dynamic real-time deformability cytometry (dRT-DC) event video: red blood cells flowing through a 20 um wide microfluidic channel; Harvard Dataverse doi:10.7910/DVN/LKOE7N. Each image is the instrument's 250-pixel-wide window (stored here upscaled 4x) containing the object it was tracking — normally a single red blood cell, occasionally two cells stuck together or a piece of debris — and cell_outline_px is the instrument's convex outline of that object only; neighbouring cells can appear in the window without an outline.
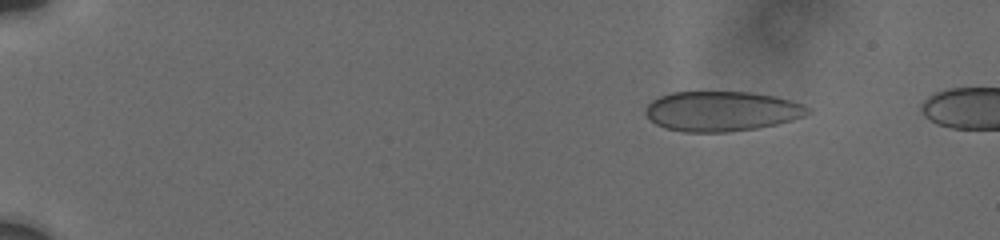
{"species": "human", "species_latin": "Homo sapiens", "temperature_condition": "cold", "stored_images_in_passage": 20, "camera_frame_rate_fps": 3000, "um_per_image_px": 0.085, "donor": {"sex": "male"}, "frame": {"image": 1, "passage_image": 2, "time_ms": 1.333, "image_size_px": [1000, 240], "cell_outline_px": [[812, 112], [804, 116], [792, 120], [776, 124], [756, 128], [728, 132], [684, 132], [664, 128], [656, 124], [644, 112], [648, 104], [652, 100], [660, 96], [672, 92], [748, 92], [776, 96], [804, 104], [812, 108]], "centroid_in_image_um": [61.37, 9.45], "position_along_channel_um": 23.6, "area_um2": 37.92}}
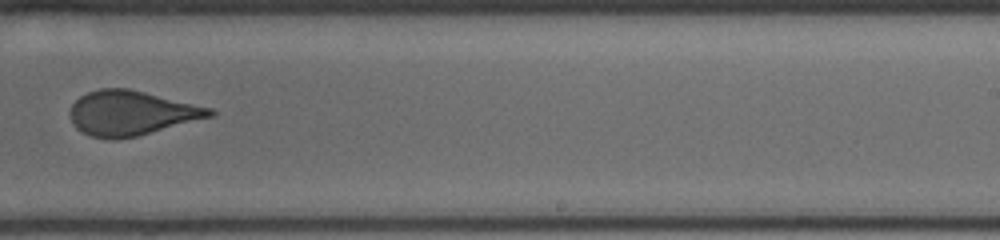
{"frame": {"image": 2, "passage_image": 11, "time_ms": 11.333, "image_size_px": [1000, 240], "cell_outline_px": [[216, 112], [212, 116], [136, 136], [116, 140], [108, 140], [88, 136], [76, 128], [72, 124], [72, 104], [80, 96], [88, 92], [100, 88], [128, 88], [212, 108]], "centroid_in_image_um": [11.13, 9.62], "position_along_channel_um": 277.9, "area_um2": 36.07}}
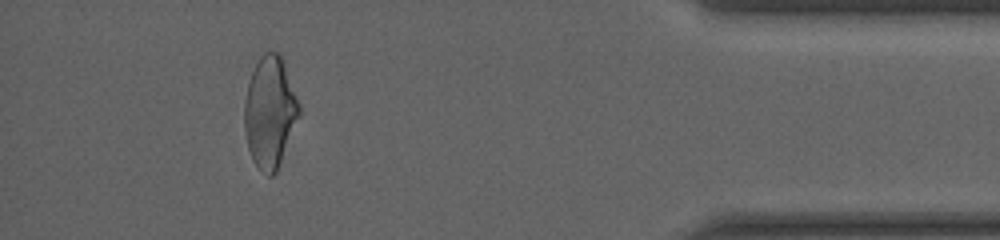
{"frame": {"image": 3, "passage_image": 18, "time_ms": 16.0, "image_size_px": [1000, 240], "cell_outline_px": [[300, 116], [276, 172], [272, 176], [268, 176], [252, 160], [248, 148], [244, 128], [244, 100], [248, 80], [260, 56], [264, 52], [280, 52], [300, 104]], "centroid_in_image_um": [22.94, 9.51], "position_along_channel_um": 412.3, "area_um2": 35.6}, "authors_computed_cell_mechanics": {"area_um2": 37.4544, "velocity_mm_per_s": 3.7731, "shape_relaxation_time_tau1_ms": null, "shape_relaxation_time_tau2_ms": 0.7351, "deformation_change_tau1": null, "deformation_change_tau2": 0.0281}}